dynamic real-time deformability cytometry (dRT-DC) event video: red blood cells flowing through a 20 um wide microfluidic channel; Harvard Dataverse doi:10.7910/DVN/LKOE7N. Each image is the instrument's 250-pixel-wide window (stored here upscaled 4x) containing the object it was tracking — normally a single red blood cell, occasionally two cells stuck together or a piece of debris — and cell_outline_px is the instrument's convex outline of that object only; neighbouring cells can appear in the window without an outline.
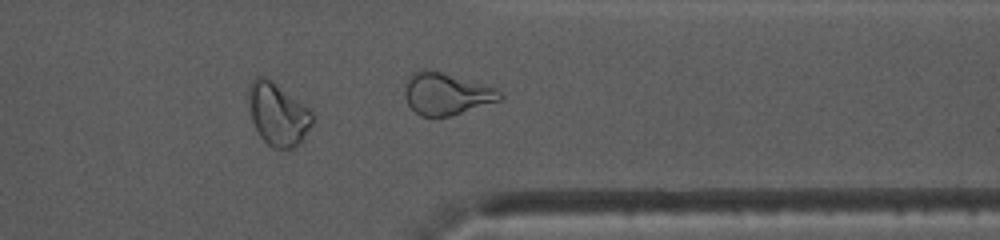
{"species": "common noctule bat (a hibernating species)", "species_latin": "Nyctalus noctula", "temperature_condition": "warm", "stored_images_in_passage": 35, "camera_frame_rate_fps": 3000, "um_per_image_px": 0.085, "animal": {"sex": "female", "body_mass_g": 10.0, "forearm_length_mm": 53.1}, "frame": {"image": 1, "passage_image": 25, "time_ms": 8.0, "image_size_px": [1000, 240], "cell_outline_px": [[312, 120], [300, 144], [292, 148], [272, 148], [260, 136], [252, 120], [248, 100], [248, 88], [252, 80], [256, 76], [264, 76], [272, 80], [304, 104], [312, 112]], "centroid_in_image_um": [23.59, 9.68], "position_along_channel_um": 387.8, "area_um2": 23.06}}
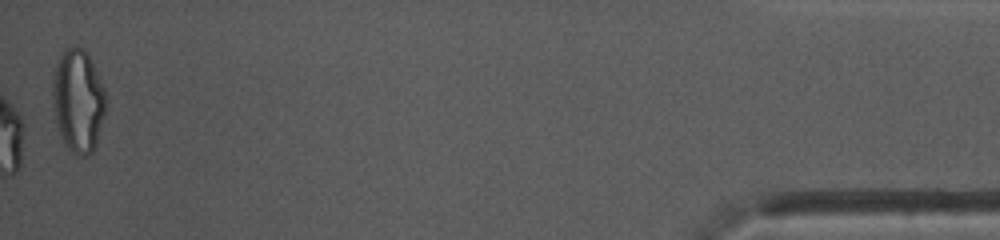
{"frame": {"image": 2, "passage_image": 35, "time_ms": 11.333, "image_size_px": [1000, 240], "cell_outline_px": [[104, 116], [96, 144], [92, 152], [88, 156], [76, 156], [64, 144], [60, 136], [56, 124], [52, 108], [52, 80], [56, 64], [60, 52], [64, 48], [76, 44], [88, 56], [104, 88]], "centroid_in_image_um": [6.59, 8.58], "position_along_channel_um": 428.6, "area_um2": 32.08}, "authors_computed_cell_mechanics": {"area_um2": 19.7676, "velocity_mm_per_s": 4.0673, "shape_relaxation_time_tau1_ms": 7.7403, "shape_relaxation_time_tau2_ms": 6.4508, "deformation_change_tau1": 0.1825, "deformation_change_tau2": 0.1458}}